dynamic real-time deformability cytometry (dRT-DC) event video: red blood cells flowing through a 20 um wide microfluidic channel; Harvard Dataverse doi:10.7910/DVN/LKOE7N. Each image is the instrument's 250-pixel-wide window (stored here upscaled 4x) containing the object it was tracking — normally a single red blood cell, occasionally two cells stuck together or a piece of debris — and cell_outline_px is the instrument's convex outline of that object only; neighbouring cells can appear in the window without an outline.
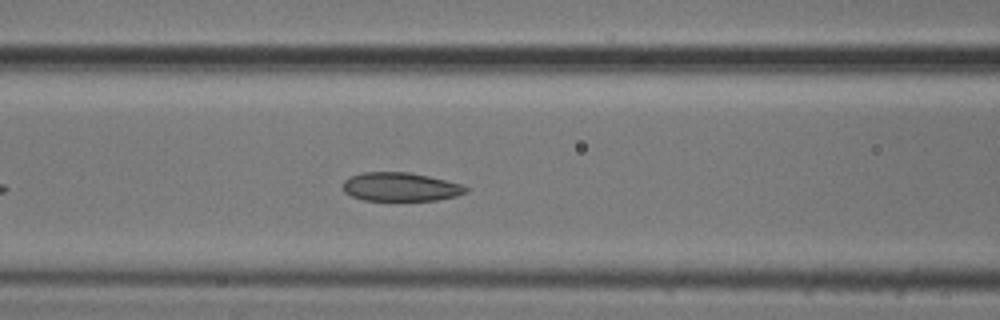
{"species": "common noctule bat (a hibernating species)", "species_latin": "Nyctalus noctula", "temperature_condition": "cold", "stored_images_in_passage": 40, "camera_frame_rate_fps": 3000, "um_per_image_px": 0.085, "animal": {"sex": "male", "body_mass_g": 20.5, "forearm_length_mm": 52.5}, "frame": {"image": 1, "passage_image": 11, "time_ms": 3.333, "image_size_px": [1000, 320], "cell_outline_px": [[468, 192], [456, 196], [436, 200], [364, 200], [352, 196], [344, 192], [340, 188], [344, 180], [360, 172], [408, 172], [428, 176], [464, 184], [468, 188]], "centroid_in_image_um": [34.03, 15.88], "position_along_channel_um": 132.6, "area_um2": 20.69}}
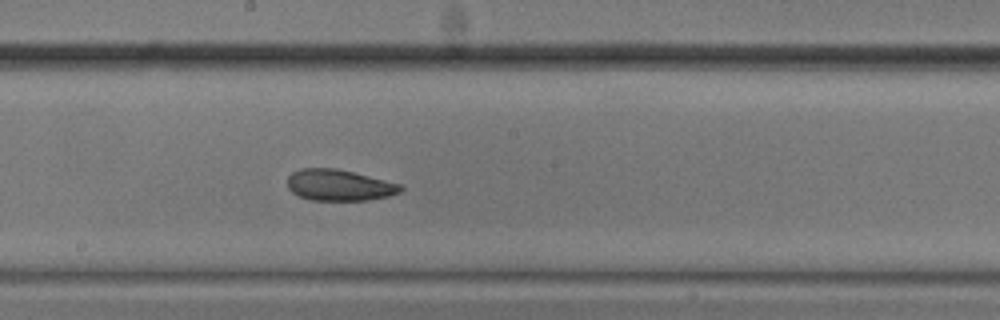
{"frame": {"image": 2, "passage_image": 18, "time_ms": 5.667, "image_size_px": [1000, 320], "cell_outline_px": [[404, 188], [400, 192], [388, 196], [368, 200], [312, 200], [300, 196], [292, 192], [288, 188], [288, 176], [292, 172], [300, 168], [336, 168], [400, 184]], "centroid_in_image_um": [28.81, 15.73], "position_along_channel_um": 219.4, "area_um2": 20.4}}
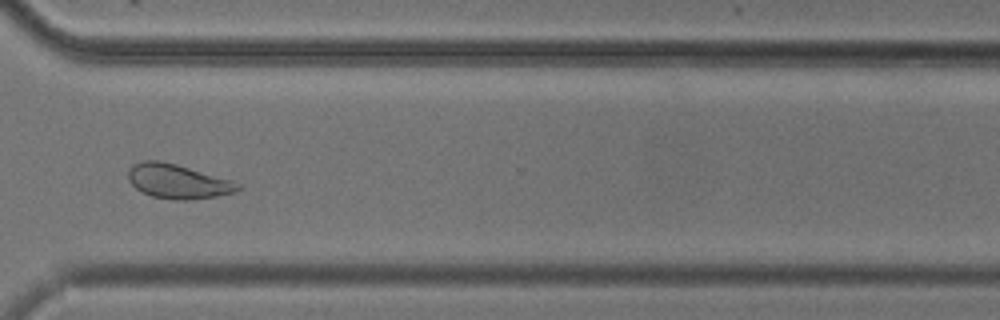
{"frame": {"image": 3, "passage_image": 29, "time_ms": 9.333, "image_size_px": [1000, 320], "cell_outline_px": [[244, 188], [236, 192], [216, 196], [192, 200], [172, 200], [152, 196], [136, 188], [128, 180], [128, 172], [132, 164], [144, 160], [160, 160], [176, 164], [236, 180], [244, 184]], "centroid_in_image_um": [15.21, 15.41], "position_along_channel_um": 355.4, "area_um2": 22.48}}